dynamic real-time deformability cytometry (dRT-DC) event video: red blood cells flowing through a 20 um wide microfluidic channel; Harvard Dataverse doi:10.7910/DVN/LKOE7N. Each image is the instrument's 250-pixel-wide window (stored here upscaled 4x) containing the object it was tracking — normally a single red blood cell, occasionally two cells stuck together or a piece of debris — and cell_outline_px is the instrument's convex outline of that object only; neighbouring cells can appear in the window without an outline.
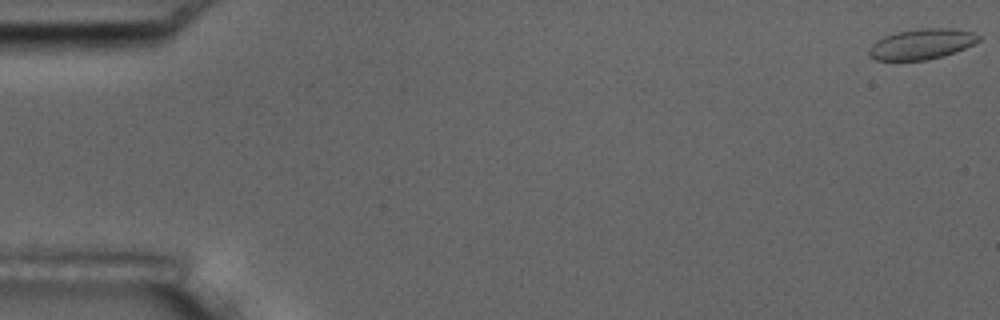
{"species": "common noctule bat (a hibernating species)", "species_latin": "Nyctalus noctula", "temperature_condition": "room temperature", "stored_images_in_passage": 4, "camera_frame_rate_fps": 3000, "um_per_image_px": 0.085, "animal": {"sex": "male", "body_mass_g": 17.5, "forearm_length_mm": 52.3}, "frame": {"image": 1, "passage_image": 1, "time_ms": 0.0, "image_size_px": [1000, 320], "cell_outline_px": [[980, 40], [956, 52], [944, 56], [924, 60], [876, 60], [868, 56], [868, 48], [876, 40], [884, 36], [896, 32], [920, 28], [956, 28], [972, 32], [980, 36]], "centroid_in_image_um": [78.32, 3.74], "position_along_channel_um": 6.7, "area_um2": 19.59}}